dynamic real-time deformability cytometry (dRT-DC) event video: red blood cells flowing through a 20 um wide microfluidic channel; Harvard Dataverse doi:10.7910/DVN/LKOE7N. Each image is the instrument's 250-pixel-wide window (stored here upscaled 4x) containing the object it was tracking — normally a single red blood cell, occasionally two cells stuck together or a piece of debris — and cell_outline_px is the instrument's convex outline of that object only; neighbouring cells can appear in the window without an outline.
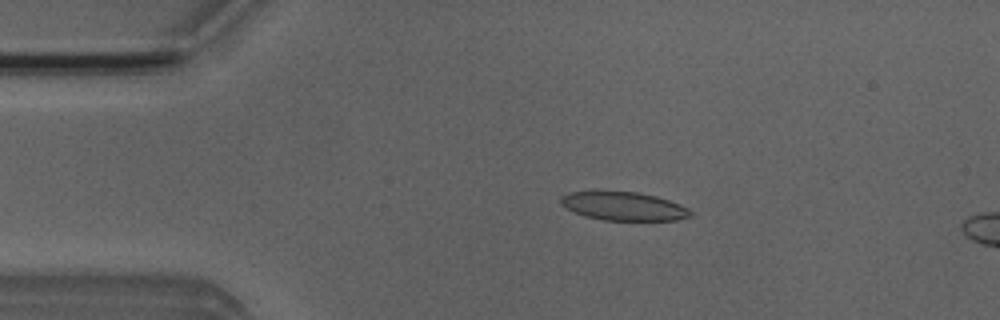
{"species": "Egyptian fruit bat (a non-hibernating species)", "species_latin": "Rousettus aegyptiacus", "temperature_condition": "room temperature", "stored_images_in_passage": 3, "camera_frame_rate_fps": 3000, "um_per_image_px": 0.085, "animal": {"sex": "male"}, "frame": {"image": 1, "passage_image": 1, "time_ms": 0.0, "image_size_px": [1000, 320], "cell_outline_px": [[692, 216], [676, 220], [604, 220], [584, 216], [560, 204], [560, 196], [568, 192], [636, 192], [656, 196], [680, 204], [688, 208], [692, 212]], "centroid_in_image_um": [53.02, 17.53], "position_along_channel_um": 32.0, "area_um2": 21.33}}